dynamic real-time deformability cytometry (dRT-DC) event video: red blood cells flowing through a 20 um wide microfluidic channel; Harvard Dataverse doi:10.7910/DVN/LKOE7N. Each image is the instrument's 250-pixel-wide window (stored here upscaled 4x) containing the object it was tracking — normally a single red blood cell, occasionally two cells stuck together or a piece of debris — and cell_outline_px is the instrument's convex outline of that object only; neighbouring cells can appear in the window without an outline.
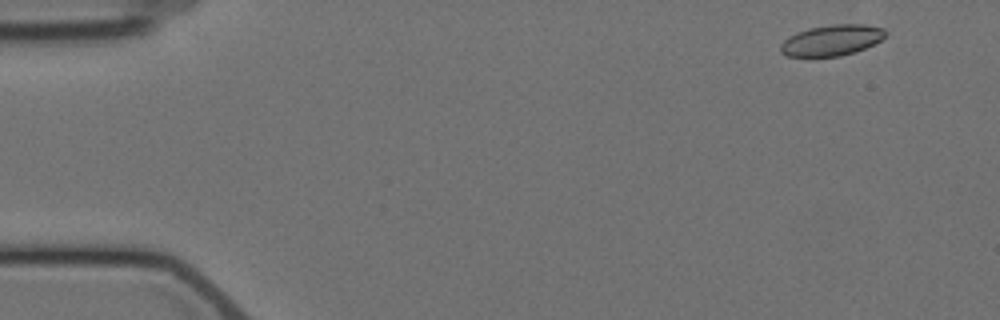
{"species": "Egyptian fruit bat (a non-hibernating species)", "species_latin": "Rousettus aegyptiacus", "temperature_condition": "cold", "stored_images_in_passage": 7, "camera_frame_rate_fps": 3000, "um_per_image_px": 0.085, "animal": {"sex": "female"}, "frame": {"image": 1, "passage_image": 1, "time_ms": 0.0, "image_size_px": [1000, 320], "cell_outline_px": [[888, 32], [880, 40], [856, 52], [840, 56], [788, 56], [780, 52], [780, 44], [788, 36], [796, 32], [808, 28], [832, 24], [864, 24], [884, 28]], "centroid_in_image_um": [70.68, 3.41], "position_along_channel_um": 14.3, "area_um2": 18.9}}
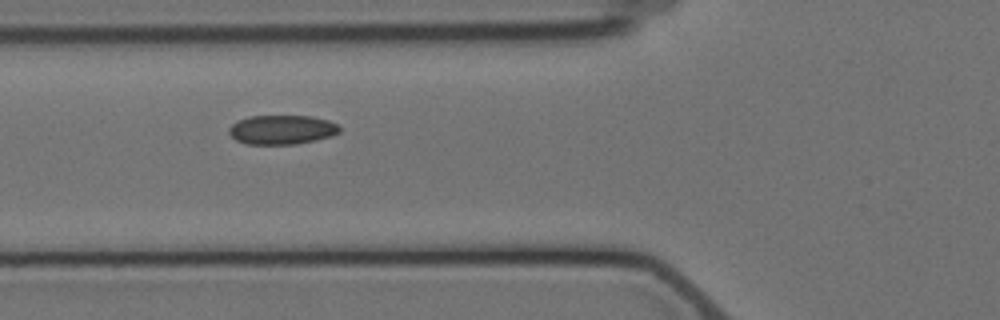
{"frame": {"image": 2, "passage_image": 6, "time_ms": 5.667, "image_size_px": [1000, 320], "cell_outline_px": [[340, 132], [332, 136], [316, 140], [296, 144], [248, 144], [236, 140], [228, 132], [228, 128], [232, 124], [248, 116], [312, 116], [328, 120], [336, 124], [340, 128]], "centroid_in_image_um": [23.97, 11.02], "position_along_channel_um": 101.8, "area_um2": 18.84}}
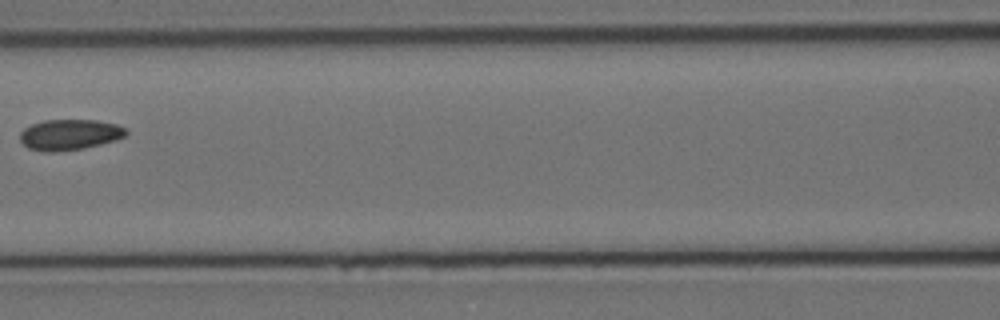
{"frame": {"image": 3, "passage_image": 7, "time_ms": 7.333, "image_size_px": [1000, 320], "cell_outline_px": [[128, 132], [124, 136], [116, 140], [84, 148], [52, 152], [44, 152], [28, 148], [20, 140], [20, 132], [24, 128], [32, 124], [44, 120], [96, 120], [116, 124], [124, 128]], "centroid_in_image_um": [5.89, 11.44], "position_along_channel_um": 160.7, "area_um2": 18.9}}